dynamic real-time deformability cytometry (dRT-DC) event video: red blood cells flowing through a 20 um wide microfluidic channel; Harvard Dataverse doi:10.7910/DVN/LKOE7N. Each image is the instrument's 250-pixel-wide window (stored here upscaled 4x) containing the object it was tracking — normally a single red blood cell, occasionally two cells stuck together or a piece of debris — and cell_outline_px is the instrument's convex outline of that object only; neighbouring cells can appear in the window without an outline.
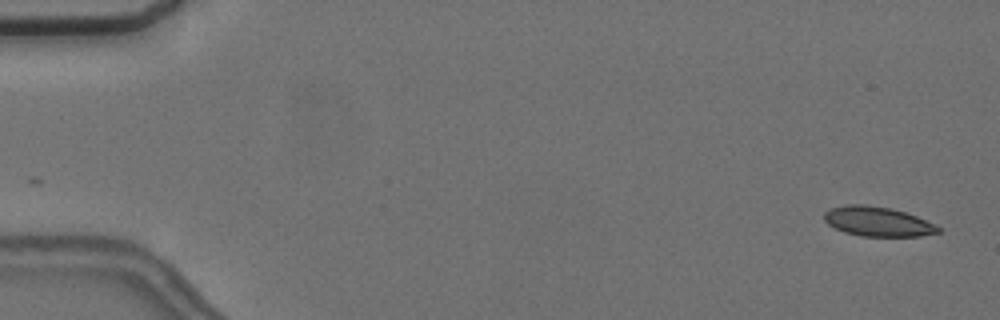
{"species": "common noctule bat (a hibernating species)", "species_latin": "Nyctalus noctula", "temperature_condition": "cold", "stored_images_in_passage": 15, "camera_frame_rate_fps": 3000, "um_per_image_px": 0.085, "animal": {"sex": "female", "body_mass_g": 24.6, "forearm_length_mm": 56.2}, "frame": {"image": 1, "passage_image": 1, "time_ms": 0.0, "image_size_px": [1000, 320], "cell_outline_px": [[940, 232], [920, 236], [860, 236], [844, 232], [828, 224], [824, 220], [824, 212], [832, 208], [848, 204], [864, 204], [892, 208], [916, 216], [940, 228]], "centroid_in_image_um": [74.56, 18.83], "position_along_channel_um": 10.4, "area_um2": 19.48}}
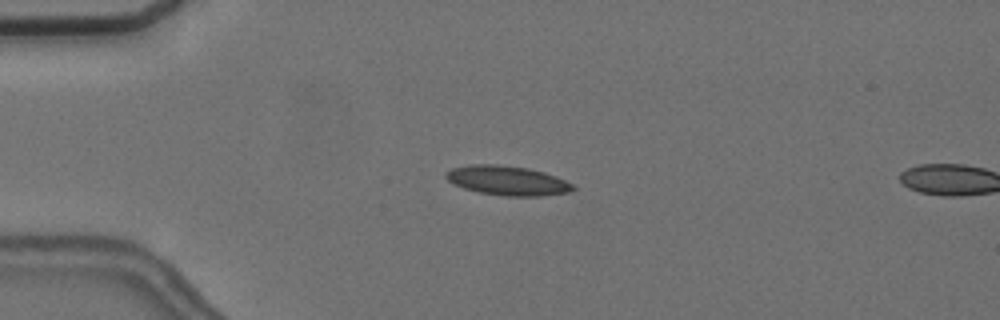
{"frame": {"image": 2, "passage_image": 13, "time_ms": 4.0, "image_size_px": [1000, 320], "cell_outline_px": [[576, 188], [568, 192], [540, 196], [508, 196], [480, 192], [464, 188], [452, 184], [444, 176], [444, 172], [452, 168], [468, 164], [496, 164], [528, 168], [544, 172], [556, 176], [572, 184]], "centroid_in_image_um": [43.08, 15.33], "position_along_channel_um": 41.9, "area_um2": 21.79}}